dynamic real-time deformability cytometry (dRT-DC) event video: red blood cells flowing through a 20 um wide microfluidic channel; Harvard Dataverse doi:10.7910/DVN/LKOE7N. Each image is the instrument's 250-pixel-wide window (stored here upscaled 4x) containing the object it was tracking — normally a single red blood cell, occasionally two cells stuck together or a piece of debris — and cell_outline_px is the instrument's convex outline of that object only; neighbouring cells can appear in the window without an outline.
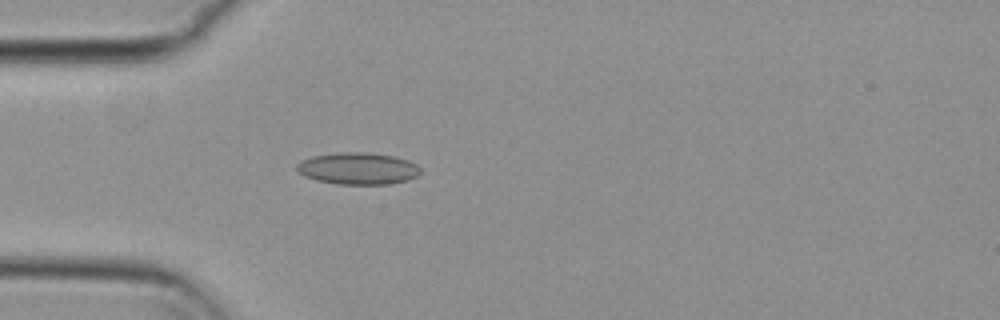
{"species": "common noctule bat (a hibernating species)", "species_latin": "Nyctalus noctula", "temperature_condition": "cold", "stored_images_in_passage": 47, "camera_frame_rate_fps": 3000, "um_per_image_px": 0.085, "animal": {"sex": "female", "body_mass_g": 29.2, "forearm_length_mm": 56.3}, "frame": {"image": 1, "passage_image": 8, "time_ms": 2.333, "image_size_px": [1000, 320], "cell_outline_px": [[420, 172], [416, 176], [408, 180], [388, 184], [336, 184], [316, 180], [304, 176], [296, 172], [296, 164], [300, 160], [312, 156], [340, 152], [364, 152], [392, 156], [408, 160], [416, 164], [420, 168]], "centroid_in_image_um": [30.37, 14.32], "position_along_channel_um": 54.6, "area_um2": 23.06}}
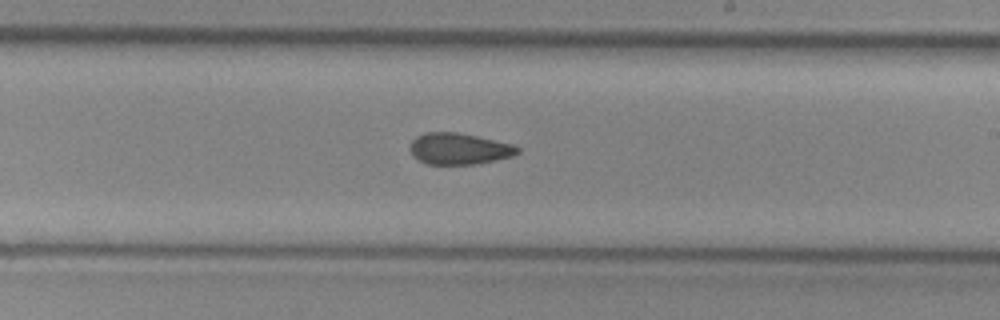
{"frame": {"image": 2, "passage_image": 24, "time_ms": 7.667, "image_size_px": [1000, 320], "cell_outline_px": [[520, 152], [512, 156], [496, 160], [476, 164], [424, 164], [412, 156], [408, 148], [412, 140], [416, 136], [424, 132], [456, 132], [476, 136], [512, 144], [520, 148]], "centroid_in_image_um": [38.97, 12.65], "position_along_channel_um": 250.0, "area_um2": 19.83}}
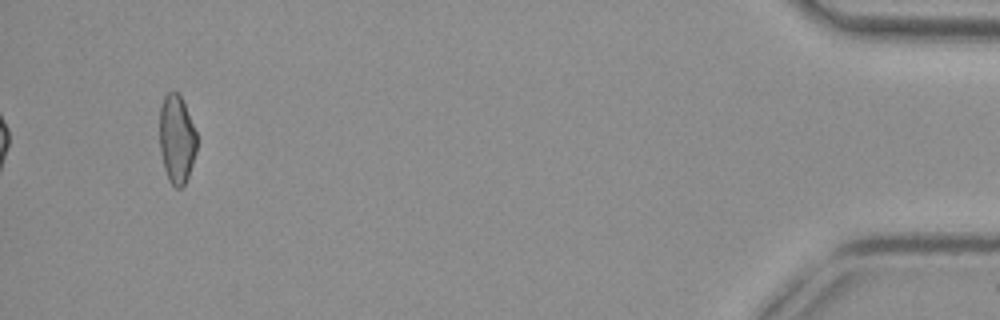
{"frame": {"image": 3, "passage_image": 44, "time_ms": 14.333, "image_size_px": [1000, 320], "cell_outline_px": [[196, 152], [188, 176], [184, 184], [180, 188], [176, 188], [168, 180], [164, 168], [160, 152], [160, 108], [164, 96], [168, 92], [176, 92], [180, 96], [184, 104], [196, 132]], "centroid_in_image_um": [15.01, 11.85], "position_along_channel_um": 420.2, "area_um2": 18.96}, "authors_computed_cell_mechanics": {"area_um2": 20.3456, "velocity_mm_per_s": 3.7778, "shape_relaxation_time_tau1_ms": null, "shape_relaxation_time_tau2_ms": 3.7975, "deformation_change_tau1": null, "deformation_change_tau2": 0.1129}}